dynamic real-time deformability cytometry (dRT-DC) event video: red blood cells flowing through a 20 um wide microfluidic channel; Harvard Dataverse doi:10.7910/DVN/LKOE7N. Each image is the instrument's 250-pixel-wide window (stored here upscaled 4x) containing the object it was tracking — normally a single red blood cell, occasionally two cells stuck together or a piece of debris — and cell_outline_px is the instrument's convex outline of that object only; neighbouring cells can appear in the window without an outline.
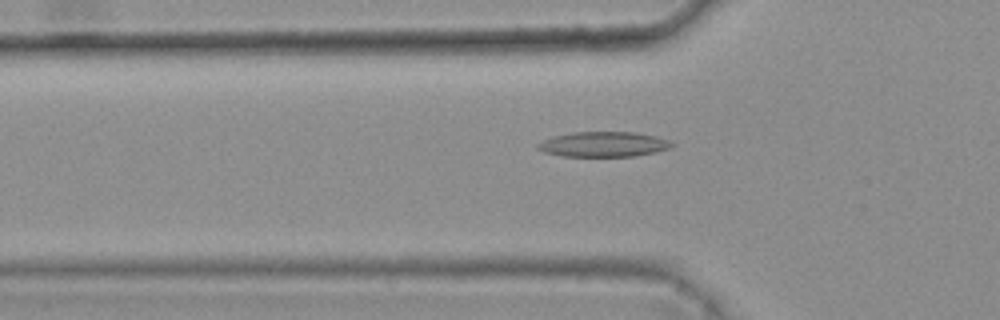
{"species": "common noctule bat (a hibernating species)", "species_latin": "Nyctalus noctula", "temperature_condition": "warm", "stored_images_in_passage": 51, "camera_frame_rate_fps": 3000, "um_per_image_px": 0.085, "animal": {"sex": "female", "body_mass_g": 25.1}, "frame": {"image": 1, "passage_image": 17, "time_ms": 5.333, "image_size_px": [1000, 320], "cell_outline_px": [[676, 144], [668, 148], [656, 152], [632, 156], [560, 156], [544, 152], [536, 148], [536, 144], [552, 136], [572, 132], [636, 132], [656, 136], [668, 140]], "centroid_in_image_um": [51.28, 12.26], "position_along_channel_um": 74.5, "area_um2": 19.65}}
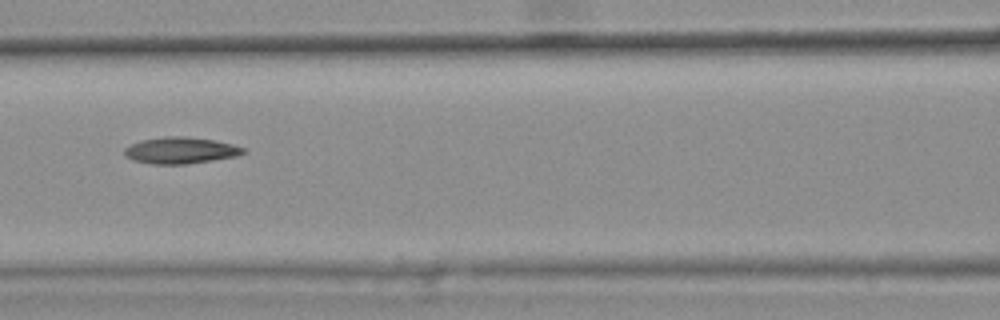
{"frame": {"image": 2, "passage_image": 23, "time_ms": 7.333, "image_size_px": [1000, 320], "cell_outline_px": [[248, 152], [236, 156], [212, 160], [184, 164], [152, 164], [136, 160], [128, 156], [124, 152], [124, 148], [140, 140], [168, 136], [184, 136], [212, 140], [232, 144], [244, 148]], "centroid_in_image_um": [15.37, 12.78], "position_along_channel_um": 151.2, "area_um2": 18.03}}
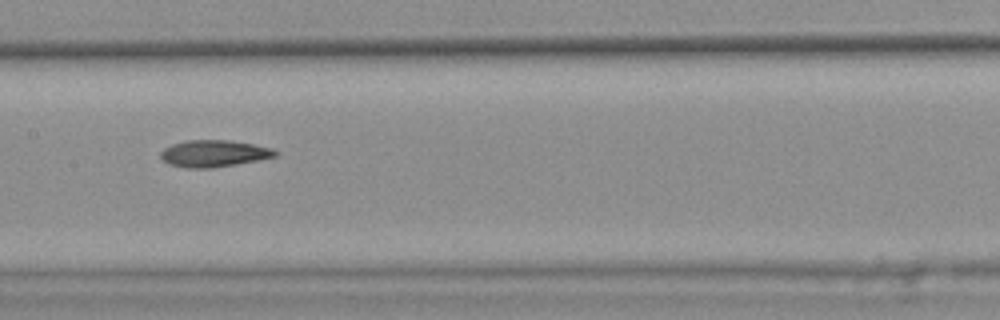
{"frame": {"image": 3, "passage_image": 26, "time_ms": 8.333, "image_size_px": [1000, 320], "cell_outline_px": [[280, 152], [276, 156], [256, 160], [212, 168], [188, 168], [168, 164], [160, 156], [160, 152], [164, 148], [172, 144], [188, 140], [228, 140], [252, 144], [272, 148]], "centroid_in_image_um": [18.16, 13.04], "position_along_channel_um": 189.2, "area_um2": 17.74}, "authors_computed_cell_mechanics": {"area_um2": 17.9758, "velocity_mm_per_s": 3.8103, "shape_relaxation_time_tau1_ms": null, "shape_relaxation_time_tau2_ms": 7.0465, "deformation_change_tau1": null, "deformation_change_tau2": 0.1727}}